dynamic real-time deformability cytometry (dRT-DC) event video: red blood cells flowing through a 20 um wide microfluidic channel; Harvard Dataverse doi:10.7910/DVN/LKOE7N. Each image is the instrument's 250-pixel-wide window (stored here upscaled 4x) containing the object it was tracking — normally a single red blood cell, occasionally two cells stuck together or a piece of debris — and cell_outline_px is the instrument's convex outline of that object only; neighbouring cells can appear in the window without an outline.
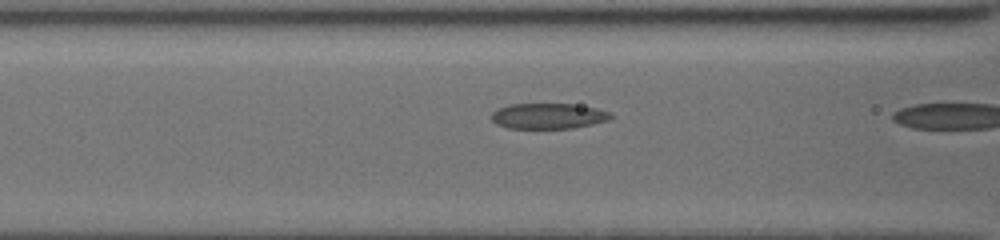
{"species": "common noctule bat (a hibernating species)", "species_latin": "Nyctalus noctula", "temperature_condition": "cold", "stored_images_in_passage": 9, "camera_frame_rate_fps": 3000, "um_per_image_px": 0.085, "animal": {"sex": "female", "body_mass_g": 19.5, "forearm_length_mm": 54.1}, "frame": {"image": 1, "passage_image": 8, "time_ms": 2.0, "image_size_px": [1000, 240], "cell_outline_px": [[612, 116], [608, 120], [592, 124], [572, 128], [508, 128], [496, 124], [492, 120], [492, 112], [500, 108], [512, 104], [572, 104], [596, 108], [608, 112]], "centroid_in_image_um": [46.59, 9.86], "position_along_channel_um": 120.0, "area_um2": 17.51}}